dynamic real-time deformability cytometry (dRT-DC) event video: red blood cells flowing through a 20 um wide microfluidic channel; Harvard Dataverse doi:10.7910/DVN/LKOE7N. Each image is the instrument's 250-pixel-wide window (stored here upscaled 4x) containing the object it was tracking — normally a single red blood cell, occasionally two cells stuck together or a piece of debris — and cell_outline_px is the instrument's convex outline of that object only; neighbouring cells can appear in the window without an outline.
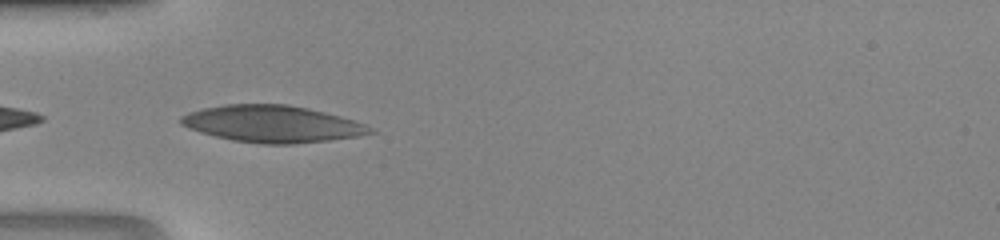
{"species": "human", "species_latin": "Homo sapiens", "temperature_condition": "room temperature", "stored_images_in_passage": 18, "camera_frame_rate_fps": 3000, "um_per_image_px": 0.085, "donor": {"sex": "male"}, "frame": {"image": 1, "passage_image": 1, "time_ms": 0.0, "image_size_px": [1000, 240], "cell_outline_px": [[376, 132], [356, 136], [328, 140], [292, 144], [260, 144], [232, 140], [200, 132], [180, 124], [180, 116], [204, 108], [224, 104], [288, 104], [308, 108], [324, 112], [352, 120], [364, 124]], "centroid_in_image_um": [23.11, 10.53], "position_along_channel_um": 61.9, "area_um2": 40.17}}
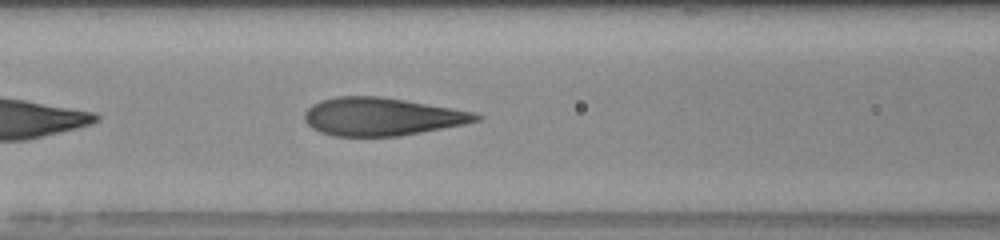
{"frame": {"image": 2, "passage_image": 6, "time_ms": 1.667, "image_size_px": [1000, 240], "cell_outline_px": [[484, 116], [480, 120], [464, 124], [400, 136], [332, 136], [320, 132], [312, 128], [304, 120], [304, 112], [312, 104], [320, 100], [336, 96], [380, 96], [404, 100], [472, 112]], "centroid_in_image_um": [32.39, 9.91], "position_along_channel_um": 134.2, "area_um2": 37.8}}